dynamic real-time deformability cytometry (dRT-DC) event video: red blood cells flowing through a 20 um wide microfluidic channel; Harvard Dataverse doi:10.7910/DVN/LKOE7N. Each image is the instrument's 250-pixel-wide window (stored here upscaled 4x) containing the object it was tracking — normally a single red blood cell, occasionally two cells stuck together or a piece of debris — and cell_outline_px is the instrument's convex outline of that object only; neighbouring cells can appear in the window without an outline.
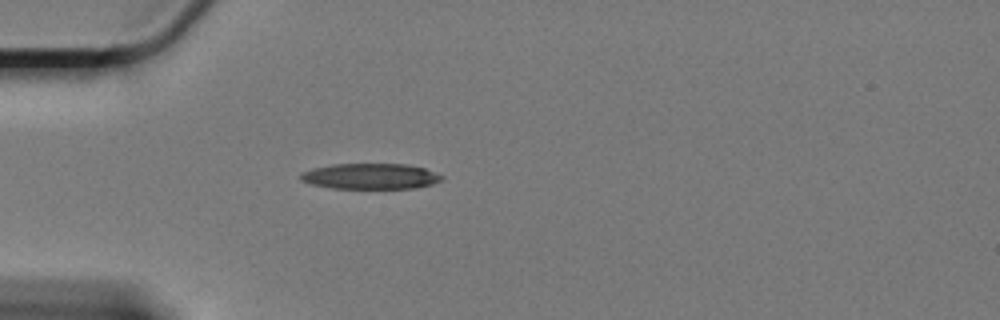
{"species": "Egyptian fruit bat (a non-hibernating species)", "species_latin": "Rousettus aegyptiacus", "temperature_condition": "cold", "stored_images_in_passage": 40, "camera_frame_rate_fps": 3000, "um_per_image_px": 0.085, "animal": {"sex": "female"}, "frame": {"image": 1, "passage_image": 1, "time_ms": 0.0, "image_size_px": [1000, 320], "cell_outline_px": [[444, 176], [440, 180], [432, 184], [416, 188], [332, 188], [312, 184], [300, 180], [300, 172], [312, 168], [332, 164], [408, 164], [424, 168]], "centroid_in_image_um": [31.46, 14.98], "position_along_channel_um": 53.5, "area_um2": 21.1}}
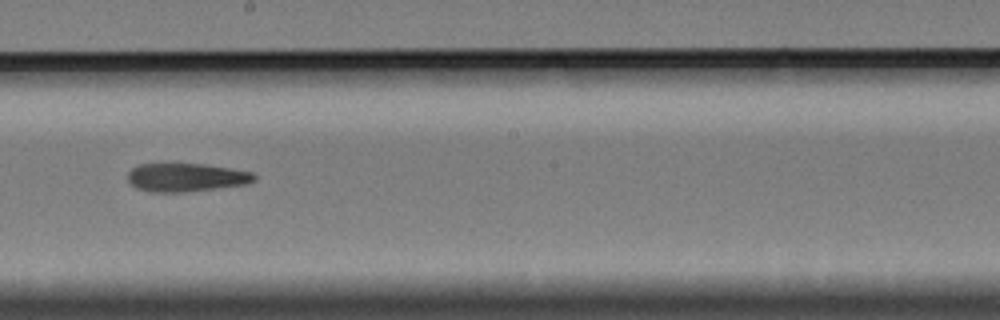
{"frame": {"image": 2, "passage_image": 18, "time_ms": 5.667, "image_size_px": [1000, 320], "cell_outline_px": [[256, 180], [248, 184], [184, 192], [148, 192], [136, 188], [128, 180], [128, 172], [132, 168], [140, 164], [200, 164], [228, 168], [252, 172], [256, 176]], "centroid_in_image_um": [15.81, 15.09], "position_along_channel_um": 232.4, "area_um2": 20.81}}
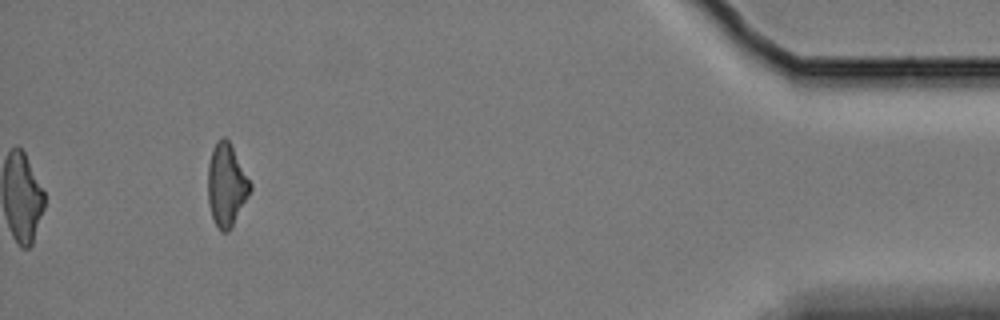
{"frame": {"image": 3, "passage_image": 40, "time_ms": 13.0, "image_size_px": [1000, 320], "cell_outline_px": [[252, 188], [248, 196], [228, 232], [220, 232], [212, 216], [208, 204], [208, 164], [212, 148], [216, 140], [220, 136], [224, 136], [228, 140], [252, 184]], "centroid_in_image_um": [19.23, 15.69], "position_along_channel_um": 416.0, "area_um2": 20.23}}